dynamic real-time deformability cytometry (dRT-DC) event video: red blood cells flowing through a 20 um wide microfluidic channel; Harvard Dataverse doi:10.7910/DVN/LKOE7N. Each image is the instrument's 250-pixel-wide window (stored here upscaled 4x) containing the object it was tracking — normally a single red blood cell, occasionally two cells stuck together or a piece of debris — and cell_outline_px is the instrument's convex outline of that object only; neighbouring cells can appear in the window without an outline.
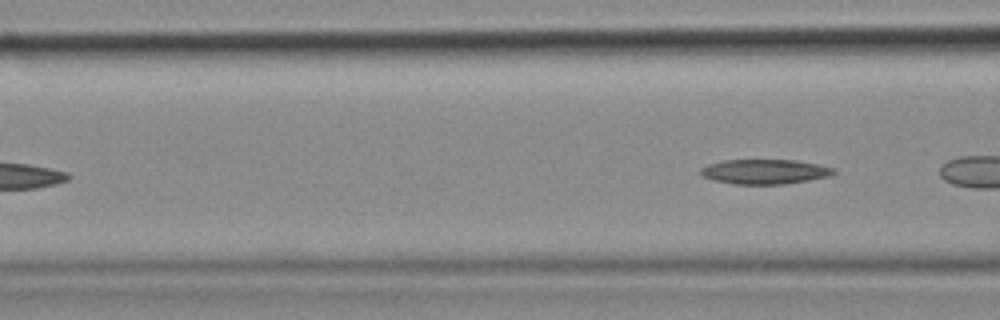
{"species": "common noctule bat (a hibernating species)", "species_latin": "Nyctalus noctula", "temperature_condition": "cold", "stored_images_in_passage": 4, "camera_frame_rate_fps": 3000, "um_per_image_px": 0.085, "animal": {"sex": "female", "body_mass_g": 18.4}, "frame": {"image": 1, "passage_image": 4, "time_ms": 1.0, "image_size_px": [1000, 320], "cell_outline_px": [[836, 172], [832, 176], [784, 184], [732, 184], [712, 180], [700, 176], [700, 168], [708, 164], [724, 160], [796, 160], [820, 164], [836, 168]], "centroid_in_image_um": [65.01, 14.59], "position_along_channel_um": 101.6, "area_um2": 19.48}}